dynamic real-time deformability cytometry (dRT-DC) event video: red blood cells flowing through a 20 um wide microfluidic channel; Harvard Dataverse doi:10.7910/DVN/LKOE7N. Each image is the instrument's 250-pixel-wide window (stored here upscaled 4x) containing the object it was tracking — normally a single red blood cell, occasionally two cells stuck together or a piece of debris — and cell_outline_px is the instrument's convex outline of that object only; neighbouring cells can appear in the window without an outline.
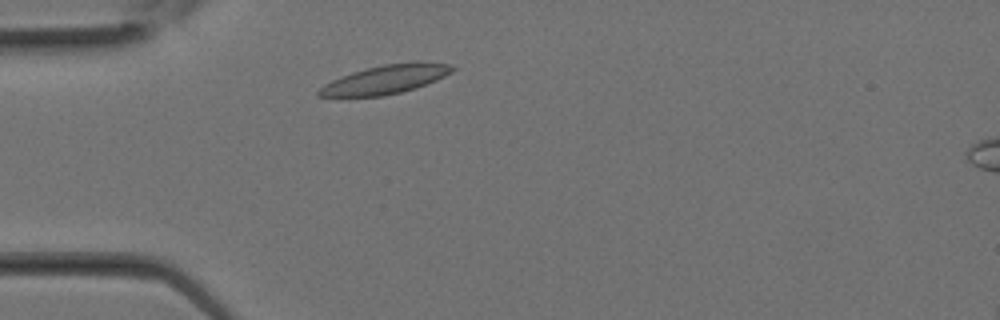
{"species": "Egyptian fruit bat (a non-hibernating species)", "species_latin": "Rousettus aegyptiacus", "temperature_condition": "room temperature", "stored_images_in_passage": 24, "camera_frame_rate_fps": 3000, "um_per_image_px": 0.085, "animal": {"sex": "female"}, "frame": {"image": 1, "passage_image": 3, "time_ms": 0.667, "image_size_px": [1000, 320], "cell_outline_px": [[456, 68], [452, 72], [436, 80], [400, 92], [384, 96], [316, 96], [316, 92], [324, 84], [332, 80], [352, 72], [384, 64], [416, 60], [452, 64]], "centroid_in_image_um": [32.8, 6.72], "position_along_channel_um": 52.2, "area_um2": 22.31}}
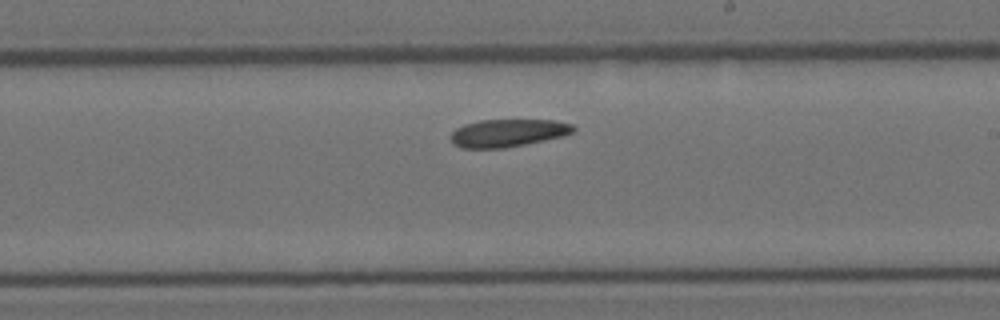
{"frame": {"image": 2, "passage_image": 12, "time_ms": 3.667, "image_size_px": [1000, 320], "cell_outline_px": [[576, 128], [572, 132], [564, 136], [504, 148], [460, 148], [452, 144], [452, 132], [456, 128], [464, 124], [480, 120], [556, 120], [572, 124]], "centroid_in_image_um": [43.16, 11.3], "position_along_channel_um": 245.8, "area_um2": 19.77}}
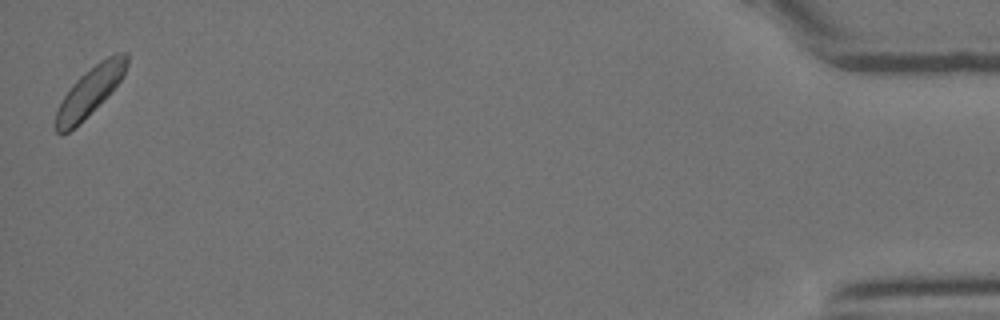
{"frame": {"image": 3, "passage_image": 24, "time_ms": 7.667, "image_size_px": [1000, 320], "cell_outline_px": [[128, 64], [120, 80], [104, 100], [68, 132], [60, 136], [56, 132], [56, 112], [64, 96], [72, 84], [84, 72], [100, 60], [116, 52], [128, 52]], "centroid_in_image_um": [7.65, 7.73], "position_along_channel_um": 427.5, "area_um2": 19.77}}